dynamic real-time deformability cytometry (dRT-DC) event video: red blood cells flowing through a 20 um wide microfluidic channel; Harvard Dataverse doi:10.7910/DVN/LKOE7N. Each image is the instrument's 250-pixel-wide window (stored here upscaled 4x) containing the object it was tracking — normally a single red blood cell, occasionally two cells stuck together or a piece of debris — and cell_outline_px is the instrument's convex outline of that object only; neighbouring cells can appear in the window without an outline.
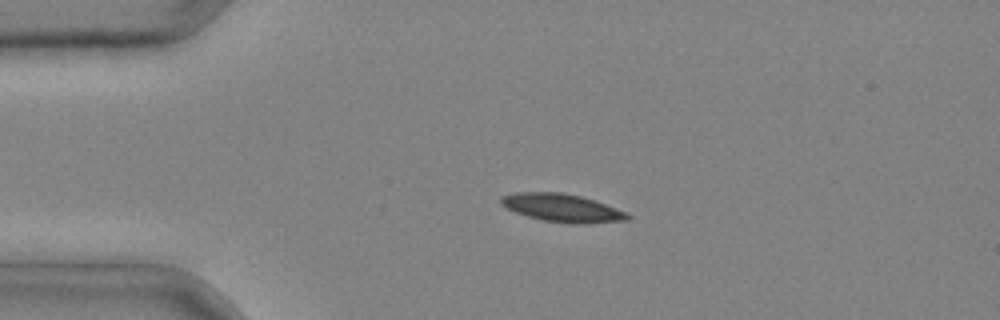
{"species": "common noctule bat (a hibernating species)", "species_latin": "Nyctalus noctula", "temperature_condition": "cold", "stored_images_in_passage": 4, "camera_frame_rate_fps": 3000, "um_per_image_px": 0.085, "animal": {"sex": "male", "body_mass_g": 20.4}, "frame": {"image": 1, "passage_image": 2, "time_ms": 0.333, "image_size_px": [1000, 320], "cell_outline_px": [[632, 216], [628, 220], [584, 224], [576, 224], [544, 220], [528, 216], [516, 212], [500, 204], [500, 196], [516, 192], [564, 192], [596, 200], [628, 212]], "centroid_in_image_um": [47.83, 17.66], "position_along_channel_um": 37.2, "area_um2": 20.81}}